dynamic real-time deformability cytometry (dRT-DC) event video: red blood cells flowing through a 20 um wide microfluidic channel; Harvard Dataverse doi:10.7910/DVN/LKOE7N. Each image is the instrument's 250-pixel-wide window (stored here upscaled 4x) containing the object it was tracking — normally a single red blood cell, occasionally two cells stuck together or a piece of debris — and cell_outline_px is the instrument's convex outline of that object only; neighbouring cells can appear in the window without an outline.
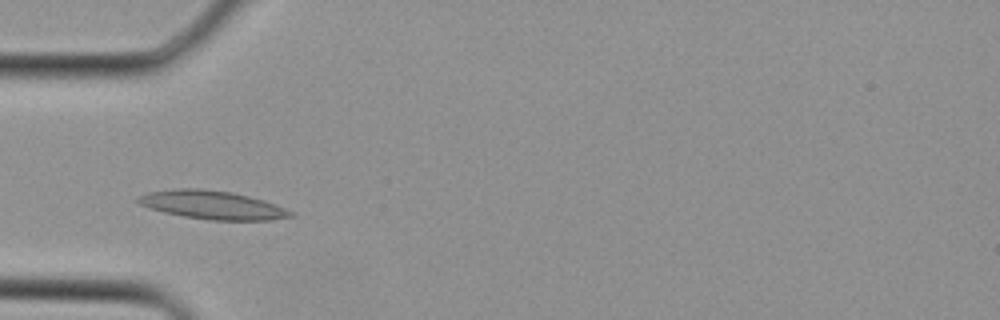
{"species": "Egyptian fruit bat (a non-hibernating species)", "species_latin": "Rousettus aegyptiacus", "temperature_condition": "cold", "stored_images_in_passage": 5, "camera_frame_rate_fps": 3000, "um_per_image_px": 0.085, "animal": {"sex": "female"}, "frame": {"image": 1, "passage_image": 5, "time_ms": 1.333, "image_size_px": [1000, 320], "cell_outline_px": [[296, 216], [272, 220], [208, 220], [184, 216], [164, 212], [140, 204], [136, 200], [136, 196], [148, 192], [180, 188], [204, 188], [232, 192], [264, 200], [284, 208], [292, 212]], "centroid_in_image_um": [18.06, 17.42], "position_along_channel_um": 66.9, "area_um2": 25.26}}